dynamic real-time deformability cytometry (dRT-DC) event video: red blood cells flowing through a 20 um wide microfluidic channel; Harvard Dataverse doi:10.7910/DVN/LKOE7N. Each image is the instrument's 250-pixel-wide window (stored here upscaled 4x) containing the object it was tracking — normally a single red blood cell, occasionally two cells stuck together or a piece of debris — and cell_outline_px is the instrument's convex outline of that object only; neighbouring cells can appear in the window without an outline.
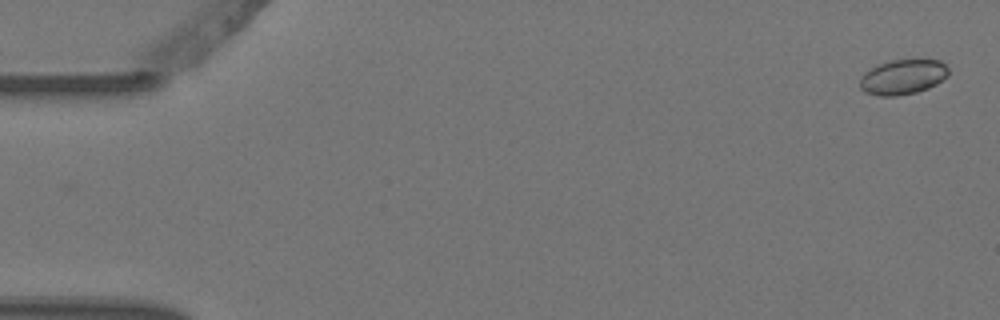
{"species": "Egyptian fruit bat (a non-hibernating species)", "species_latin": "Rousettus aegyptiacus", "temperature_condition": "warm", "stored_images_in_passage": 2, "camera_frame_rate_fps": 3000, "um_per_image_px": 0.085, "animal": {"sex": "female"}, "frame": {"image": 1, "passage_image": 2, "time_ms": 0.333, "image_size_px": [1000, 320], "cell_outline_px": [[948, 76], [936, 84], [928, 88], [916, 92], [896, 96], [880, 96], [864, 92], [860, 88], [860, 80], [864, 72], [876, 64], [892, 60], [940, 60], [948, 68]], "centroid_in_image_um": [76.72, 6.54], "position_along_channel_um": 8.3, "area_um2": 18.09}}